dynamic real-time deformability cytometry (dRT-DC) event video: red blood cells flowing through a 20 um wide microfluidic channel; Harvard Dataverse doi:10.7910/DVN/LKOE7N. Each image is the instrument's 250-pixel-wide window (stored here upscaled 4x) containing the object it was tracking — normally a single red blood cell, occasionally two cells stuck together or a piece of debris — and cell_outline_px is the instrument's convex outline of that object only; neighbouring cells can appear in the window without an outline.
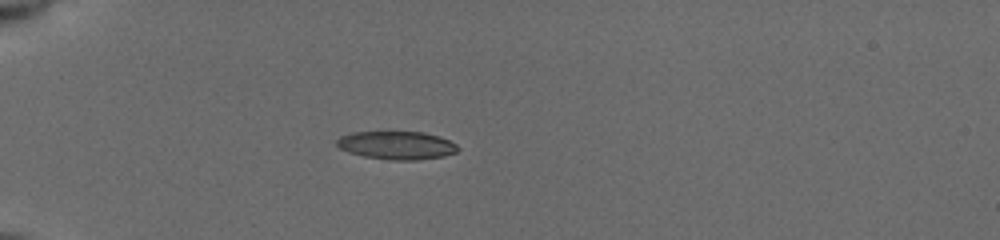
{"species": "common noctule bat (a hibernating species)", "species_latin": "Nyctalus noctula", "temperature_condition": "cold", "stored_images_in_passage": 22, "camera_frame_rate_fps": 3000, "um_per_image_px": 0.085, "animal": {"sex": "female", "body_mass_g": 19.5, "forearm_length_mm": 54.1}, "frame": {"image": 1, "passage_image": 1, "time_ms": 0.0, "image_size_px": [1000, 240], "cell_outline_px": [[460, 148], [456, 152], [444, 156], [416, 160], [392, 160], [364, 156], [348, 152], [340, 148], [336, 144], [336, 140], [340, 136], [352, 132], [424, 132], [440, 136], [456, 144]], "centroid_in_image_um": [33.72, 12.34], "position_along_channel_um": 51.3, "area_um2": 19.88}}
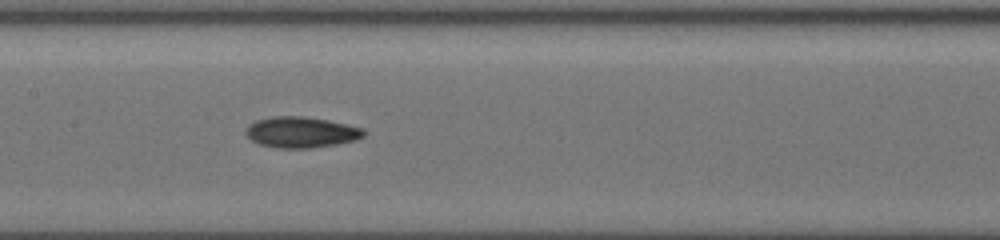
{"frame": {"image": 2, "passage_image": 13, "time_ms": 4.0, "image_size_px": [1000, 240], "cell_outline_px": [[364, 136], [356, 140], [336, 144], [312, 148], [276, 148], [260, 144], [252, 140], [244, 132], [248, 124], [256, 120], [272, 116], [304, 116], [328, 120], [364, 128]], "centroid_in_image_um": [25.58, 11.23], "position_along_channel_um": 181.8, "area_um2": 21.33}}
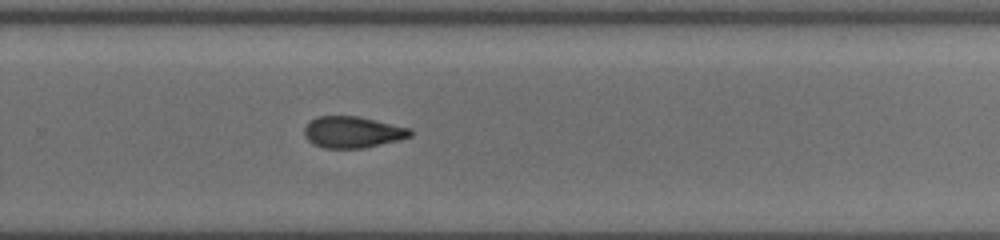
{"frame": {"image": 3, "passage_image": 22, "time_ms": 7.0, "image_size_px": [1000, 240], "cell_outline_px": [[412, 136], [400, 140], [364, 148], [324, 148], [312, 144], [304, 136], [304, 128], [308, 120], [316, 116], [360, 116], [412, 128]], "centroid_in_image_um": [29.97, 11.22], "position_along_channel_um": 299.8, "area_um2": 19.83}}